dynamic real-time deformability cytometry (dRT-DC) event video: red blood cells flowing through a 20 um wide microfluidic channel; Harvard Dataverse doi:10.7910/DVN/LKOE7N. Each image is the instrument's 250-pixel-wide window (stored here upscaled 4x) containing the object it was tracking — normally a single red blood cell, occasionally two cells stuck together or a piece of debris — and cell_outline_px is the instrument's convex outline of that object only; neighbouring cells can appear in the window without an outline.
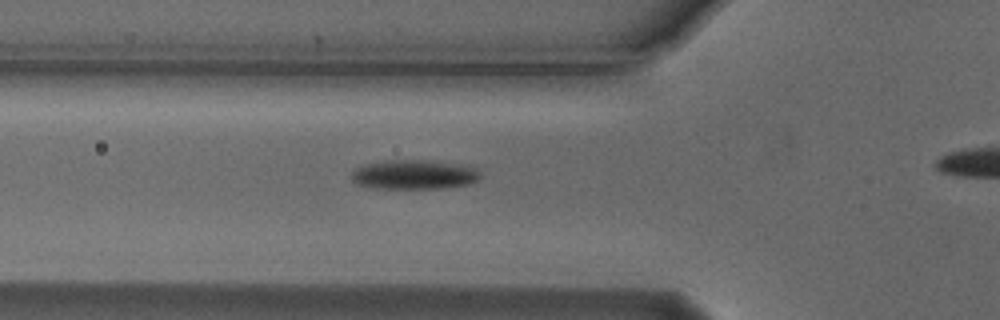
{"species": "Egyptian fruit bat (a non-hibernating species)", "species_latin": "Rousettus aegyptiacus", "temperature_condition": "cold", "stored_images_in_passage": 28, "camera_frame_rate_fps": 3000, "um_per_image_px": 0.085, "animal": {"sex": "male"}, "frame": {"image": 1, "passage_image": 2, "time_ms": 0.333, "image_size_px": [1000, 320], "cell_outline_px": [[484, 176], [480, 180], [468, 184], [444, 188], [372, 188], [356, 184], [352, 180], [352, 172], [356, 168], [364, 164], [388, 160], [420, 160], [472, 164]], "centroid_in_image_um": [35.29, 14.83], "position_along_channel_um": 90.5, "area_um2": 22.54}}
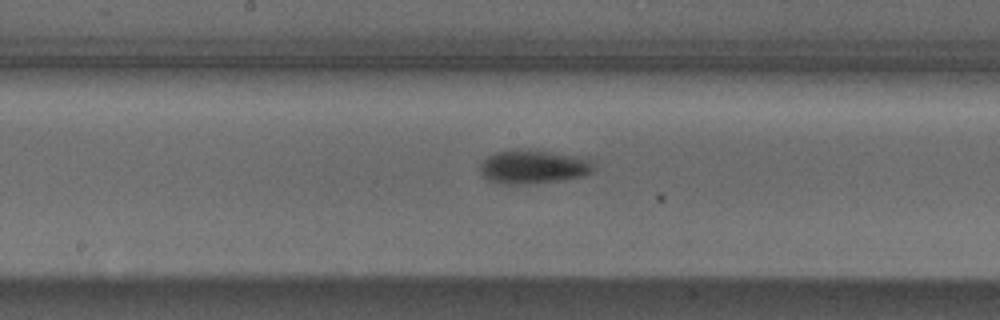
{"frame": {"image": 2, "passage_image": 11, "time_ms": 3.333, "image_size_px": [1000, 320], "cell_outline_px": [[592, 172], [584, 176], [560, 180], [512, 184], [508, 184], [488, 180], [480, 172], [480, 164], [488, 156], [496, 152], [548, 152], [592, 156]], "centroid_in_image_um": [45.42, 14.19], "position_along_channel_um": 202.8, "area_um2": 21.62}}
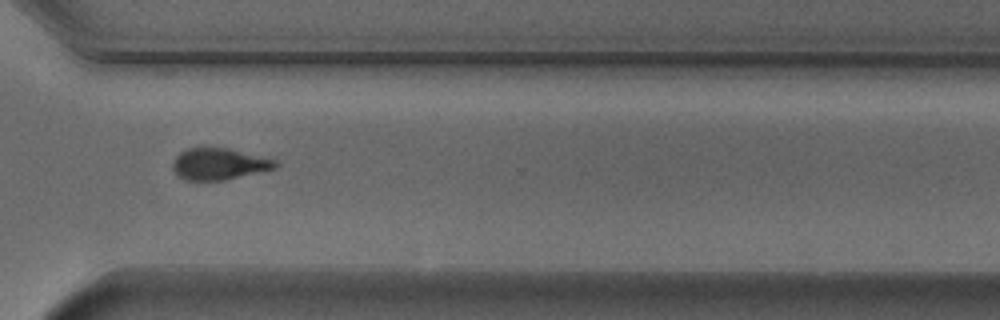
{"frame": {"image": 3, "passage_image": 23, "time_ms": 7.333, "image_size_px": [1000, 320], "cell_outline_px": [[280, 164], [276, 168], [224, 180], [184, 180], [172, 168], [172, 164], [176, 156], [180, 152], [188, 148], [200, 144], [204, 144], [228, 148], [276, 160]], "centroid_in_image_um": [18.59, 13.89], "position_along_channel_um": 352.0, "area_um2": 19.31}}